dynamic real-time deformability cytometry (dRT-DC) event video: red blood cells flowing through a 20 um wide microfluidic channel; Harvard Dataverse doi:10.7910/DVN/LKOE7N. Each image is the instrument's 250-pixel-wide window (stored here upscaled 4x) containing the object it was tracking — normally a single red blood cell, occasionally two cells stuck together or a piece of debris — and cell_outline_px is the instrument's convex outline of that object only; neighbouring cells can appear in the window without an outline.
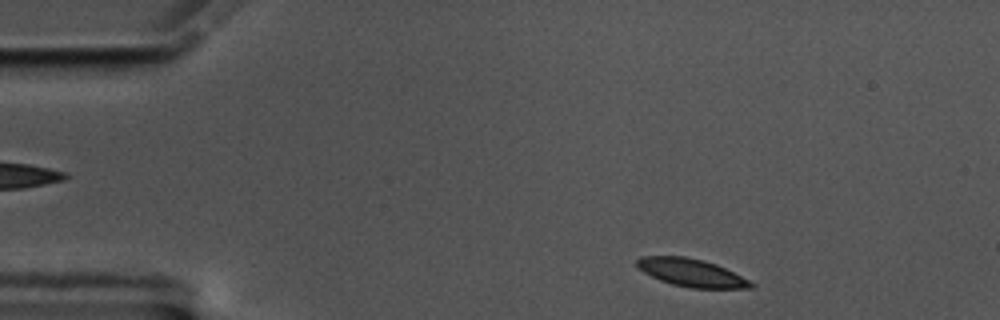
{"species": "common noctule bat (a hibernating species)", "species_latin": "Nyctalus noctula", "temperature_condition": "cold", "stored_images_in_passage": 52, "camera_frame_rate_fps": 3000, "um_per_image_px": 0.085, "animal": {"sex": "male", "body_mass_g": 17.5, "forearm_length_mm": 52.3}, "frame": {"image": 1, "passage_image": 2, "time_ms": 0.333, "image_size_px": [1000, 320], "cell_outline_px": [[756, 288], [692, 288], [672, 284], [660, 280], [644, 272], [636, 264], [636, 260], [640, 256], [684, 256], [704, 260], [716, 264], [756, 284]], "centroid_in_image_um": [58.77, 23.18], "position_along_channel_um": 26.2, "area_um2": 18.32}}
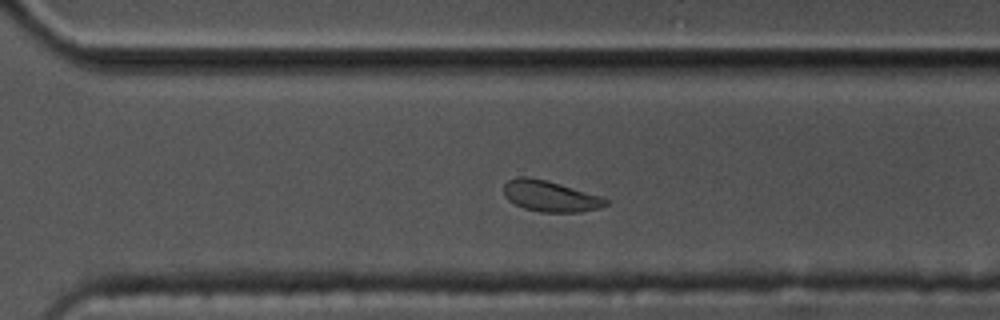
{"frame": {"image": 2, "passage_image": 34, "time_ms": 11.0, "image_size_px": [1000, 320], "cell_outline_px": [[608, 204], [600, 208], [580, 212], [540, 212], [524, 208], [508, 200], [504, 196], [504, 184], [508, 180], [516, 176], [524, 176], [544, 180], [560, 184], [600, 196], [608, 200]], "centroid_in_image_um": [46.74, 16.68], "position_along_channel_um": 323.9, "area_um2": 18.26}}
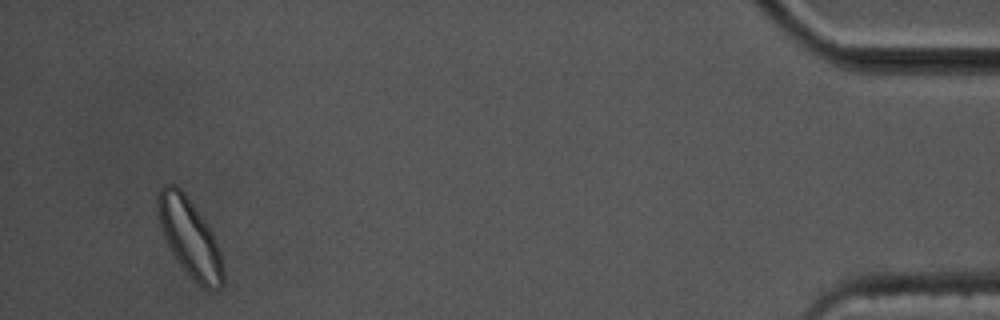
{"frame": {"image": 3, "passage_image": 49, "time_ms": 16.0, "image_size_px": [1000, 320], "cell_outline_px": [[224, 284], [216, 292], [204, 288], [176, 260], [164, 236], [160, 224], [156, 208], [156, 196], [160, 188], [164, 184], [176, 184], [184, 192], [204, 220], [212, 232], [220, 252], [224, 268]], "centroid_in_image_um": [16.12, 20.18], "position_along_channel_um": 419.1, "area_um2": 29.54}, "authors_computed_cell_mechanics": {"area_um2": 19.4786, "velocity_mm_per_s": 3.4045, "shape_relaxation_time_tau1_ms": 4.4873, "shape_relaxation_time_tau2_ms": null, "deformation_change_tau1": 0.1018, "deformation_change_tau2": null}}